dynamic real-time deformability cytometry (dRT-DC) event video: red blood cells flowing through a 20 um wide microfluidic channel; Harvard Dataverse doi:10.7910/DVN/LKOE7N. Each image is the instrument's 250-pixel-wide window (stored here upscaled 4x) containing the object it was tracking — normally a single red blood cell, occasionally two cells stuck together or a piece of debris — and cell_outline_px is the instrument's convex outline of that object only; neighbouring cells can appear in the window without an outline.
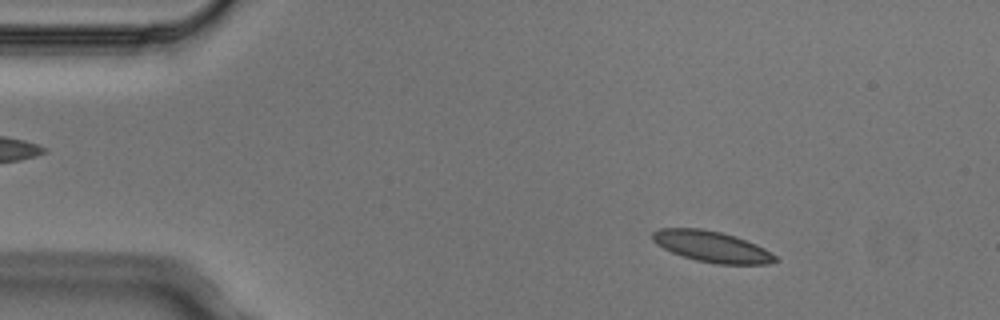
{"species": "Egyptian fruit bat (a non-hibernating species)", "species_latin": "Rousettus aegyptiacus", "temperature_condition": "cold", "stored_images_in_passage": 2, "camera_frame_rate_fps": 3000, "um_per_image_px": 0.085, "animal": {"sex": "male"}, "frame": {"image": 1, "passage_image": 1, "time_ms": 0.0, "image_size_px": [1000, 320], "cell_outline_px": [[780, 260], [768, 264], [716, 264], [696, 260], [672, 252], [656, 244], [652, 240], [652, 232], [660, 228], [700, 228], [720, 232], [736, 236], [756, 244], [764, 248], [776, 256]], "centroid_in_image_um": [60.51, 20.96], "position_along_channel_um": 24.5, "area_um2": 22.14}}